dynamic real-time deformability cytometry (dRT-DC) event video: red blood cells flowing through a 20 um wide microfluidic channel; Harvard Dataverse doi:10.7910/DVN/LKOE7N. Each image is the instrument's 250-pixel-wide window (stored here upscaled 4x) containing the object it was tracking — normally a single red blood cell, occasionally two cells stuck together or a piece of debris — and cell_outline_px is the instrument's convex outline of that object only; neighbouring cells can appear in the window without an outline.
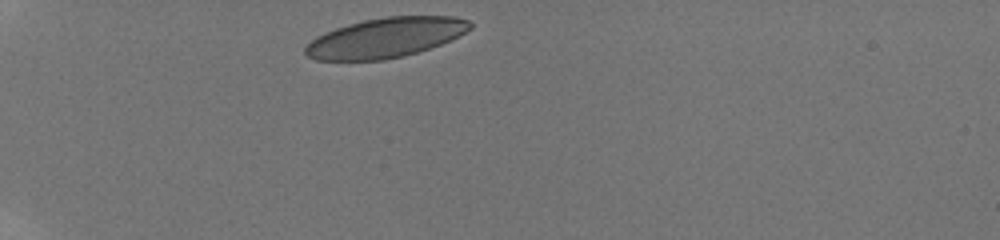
{"species": "human", "species_latin": "Homo sapiens", "temperature_condition": "room temperature", "stored_images_in_passage": 33, "camera_frame_rate_fps": 3000, "um_per_image_px": 0.085, "donor": {"sex": "male"}, "frame": {"image": 1, "passage_image": 1, "time_ms": 0.0, "image_size_px": [1000, 240], "cell_outline_px": [[472, 28], [440, 44], [404, 56], [384, 60], [316, 60], [308, 56], [304, 52], [304, 48], [316, 36], [324, 32], [348, 24], [364, 20], [384, 16], [452, 16], [468, 20], [472, 24]], "centroid_in_image_um": [32.73, 3.2], "position_along_channel_um": 52.3, "area_um2": 37.92}}
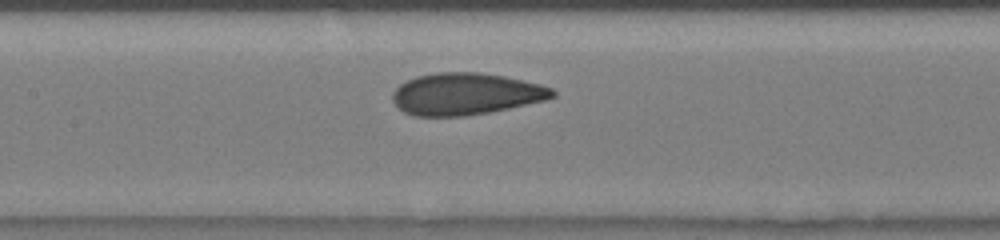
{"frame": {"image": 2, "passage_image": 13, "time_ms": 4.0, "image_size_px": [1000, 240], "cell_outline_px": [[556, 96], [544, 100], [508, 108], [488, 112], [464, 116], [416, 116], [404, 112], [392, 100], [392, 92], [400, 84], [416, 76], [436, 72], [480, 72], [504, 76], [540, 84], [552, 88], [556, 92]], "centroid_in_image_um": [39.58, 7.97], "position_along_channel_um": 167.8, "area_um2": 38.9}}
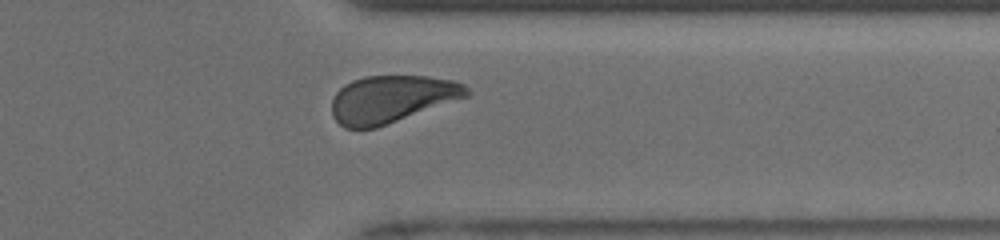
{"frame": {"image": 3, "passage_image": 29, "time_ms": 9.333, "image_size_px": [1000, 240], "cell_outline_px": [[468, 96], [376, 128], [344, 128], [332, 116], [332, 100], [336, 92], [344, 84], [352, 80], [364, 76], [428, 76], [456, 80], [464, 84], [468, 88]], "centroid_in_image_um": [33.27, 8.41], "position_along_channel_um": 378.1, "area_um2": 37.11}, "authors_computed_cell_mechanics": {"area_um2": 38.726, "velocity_mm_per_s": 3.9457, "shape_relaxation_time_tau1_ms": 3.2664, "shape_relaxation_time_tau2_ms": null, "deformation_change_tau1": 0.1116, "deformation_change_tau2": null}}